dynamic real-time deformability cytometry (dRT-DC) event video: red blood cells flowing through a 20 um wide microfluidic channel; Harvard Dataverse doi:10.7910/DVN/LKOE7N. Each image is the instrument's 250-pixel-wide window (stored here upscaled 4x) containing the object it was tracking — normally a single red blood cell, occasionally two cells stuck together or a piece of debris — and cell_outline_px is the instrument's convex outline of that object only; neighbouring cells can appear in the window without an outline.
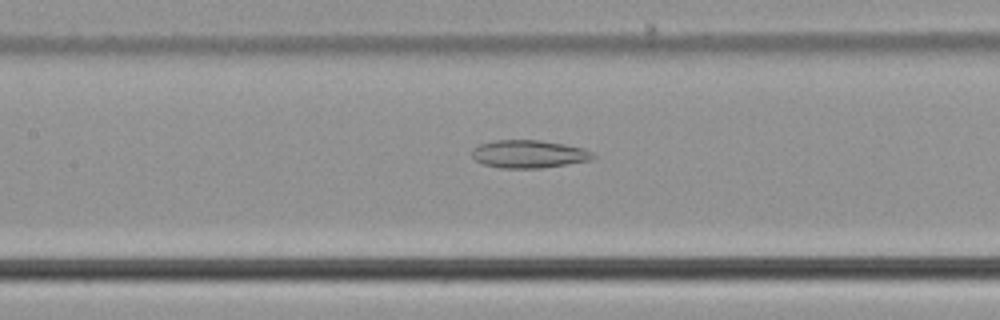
{"species": "common noctule bat (a hibernating species)", "species_latin": "Nyctalus noctula", "temperature_condition": "cold", "stored_images_in_passage": 40, "camera_frame_rate_fps": 3000, "um_per_image_px": 0.085, "animal": {"sex": "male", "body_mass_g": 21.5, "forearm_length_mm": 52.0}, "frame": {"image": 1, "passage_image": 10, "time_ms": 3.0, "image_size_px": [1000, 320], "cell_outline_px": [[596, 156], [592, 160], [540, 168], [500, 168], [484, 164], [476, 160], [472, 156], [472, 148], [480, 144], [492, 140], [540, 140], [564, 144], [584, 148], [592, 152]], "centroid_in_image_um": [44.95, 13.09], "position_along_channel_um": 162.4, "area_um2": 19.71}}
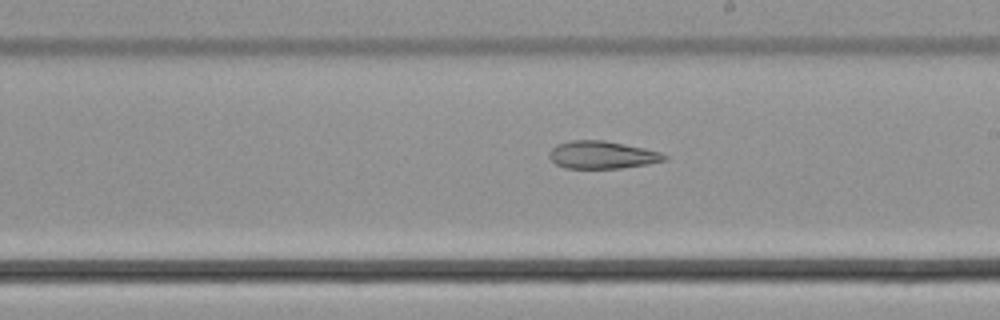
{"frame": {"image": 2, "passage_image": 16, "time_ms": 5.0, "image_size_px": [1000, 320], "cell_outline_px": [[668, 160], [648, 164], [620, 168], [564, 168], [556, 164], [548, 156], [548, 152], [556, 144], [572, 140], [604, 140], [644, 148], [660, 152], [668, 156]], "centroid_in_image_um": [51.17, 13.16], "position_along_channel_um": 237.8, "area_um2": 18.61}}
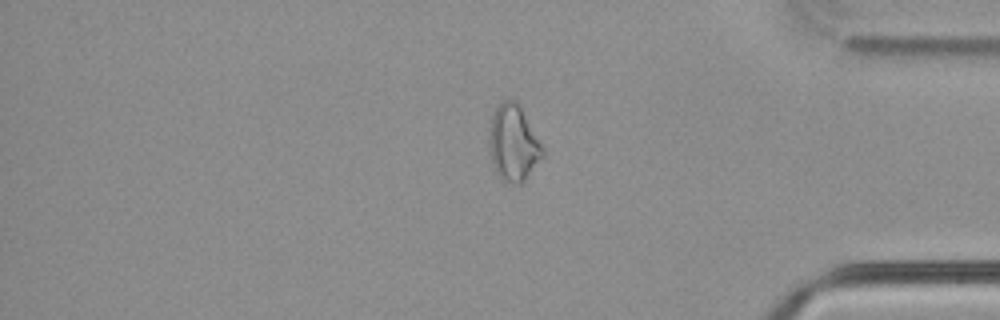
{"frame": {"image": 3, "passage_image": 30, "time_ms": 9.667, "image_size_px": [1000, 320], "cell_outline_px": [[548, 152], [524, 180], [520, 184], [504, 184], [496, 172], [492, 164], [488, 140], [492, 112], [504, 100], [516, 100]], "centroid_in_image_um": [43.66, 12.2], "position_along_channel_um": 391.5, "area_um2": 24.22}}